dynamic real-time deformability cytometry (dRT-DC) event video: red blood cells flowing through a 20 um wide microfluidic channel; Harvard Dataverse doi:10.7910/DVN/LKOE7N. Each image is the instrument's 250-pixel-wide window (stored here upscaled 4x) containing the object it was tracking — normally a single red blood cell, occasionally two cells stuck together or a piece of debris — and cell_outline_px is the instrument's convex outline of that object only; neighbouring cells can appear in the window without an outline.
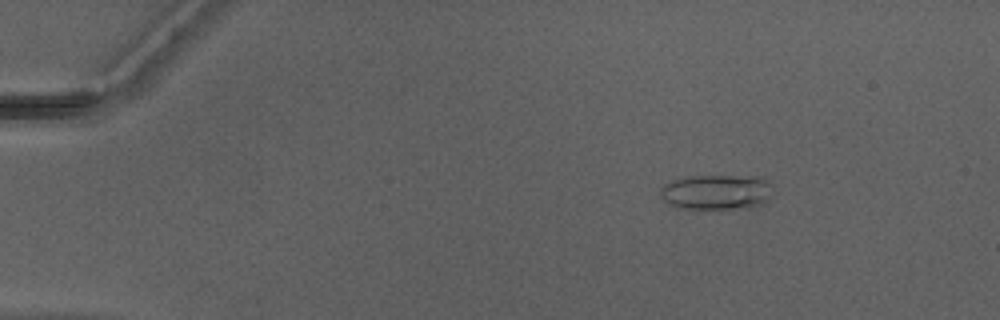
{"species": "Egyptian fruit bat (a non-hibernating species)", "species_latin": "Rousettus aegyptiacus", "temperature_condition": "warm", "stored_images_in_passage": 50, "camera_frame_rate_fps": 3000, "um_per_image_px": 0.085, "animal": {"sex": "male"}, "frame": {"image": 1, "passage_image": 8, "time_ms": 2.333, "image_size_px": [1000, 320], "cell_outline_px": [[772, 196], [764, 204], [744, 208], [680, 208], [668, 204], [660, 196], [660, 188], [664, 184], [672, 180], [684, 176], [764, 176], [768, 180]], "centroid_in_image_um": [60.91, 16.31], "position_along_channel_um": 24.1, "area_um2": 23.29}}
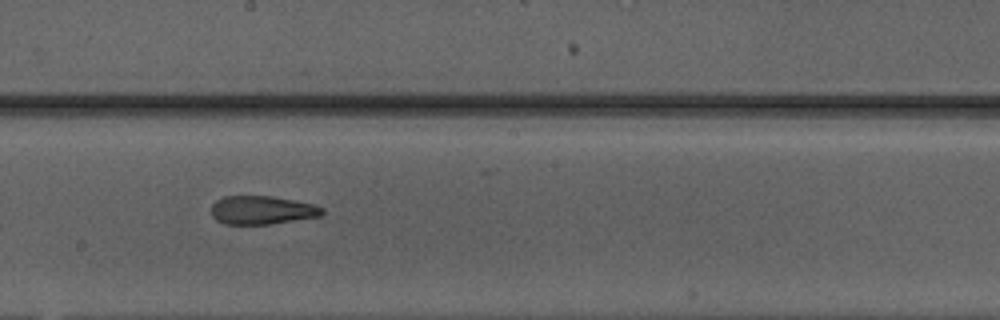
{"frame": {"image": 2, "passage_image": 29, "time_ms": 9.333, "image_size_px": [1000, 320], "cell_outline_px": [[324, 212], [320, 216], [268, 224], [224, 224], [216, 220], [212, 216], [212, 204], [216, 200], [224, 196], [272, 196], [312, 204], [324, 208]], "centroid_in_image_um": [22.24, 17.86], "position_along_channel_um": 226.0, "area_um2": 18.26}}
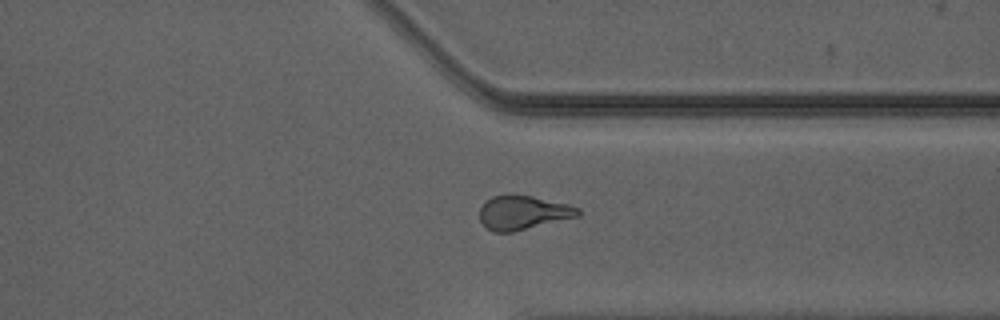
{"frame": {"image": 3, "passage_image": 39, "time_ms": 12.667, "image_size_px": [1000, 320], "cell_outline_px": [[580, 216], [512, 232], [492, 232], [484, 228], [480, 220], [480, 208], [484, 200], [492, 196], [508, 192], [532, 196], [568, 204], [580, 208]], "centroid_in_image_um": [44.41, 18.05], "position_along_channel_um": 367.0, "area_um2": 20.06}, "authors_computed_cell_mechanics": {"area_um2": 19.9988, "velocity_mm_per_s": 4.2292, "shape_relaxation_time_tau1_ms": null, "shape_relaxation_time_tau2_ms": 1.916, "deformation_change_tau1": null, "deformation_change_tau2": 0.1082}}